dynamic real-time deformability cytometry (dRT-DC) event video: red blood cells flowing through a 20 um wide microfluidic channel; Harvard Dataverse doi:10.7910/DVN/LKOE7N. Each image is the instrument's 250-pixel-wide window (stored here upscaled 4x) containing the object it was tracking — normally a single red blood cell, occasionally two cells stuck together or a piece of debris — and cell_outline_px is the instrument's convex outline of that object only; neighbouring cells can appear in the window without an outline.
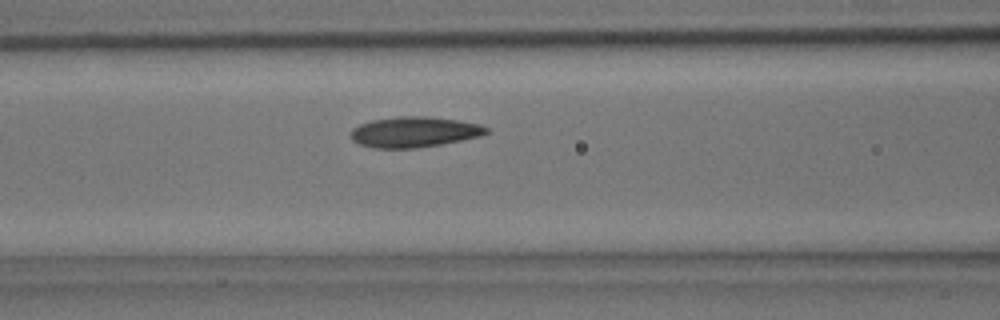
{"species": "common noctule bat (a hibernating species)", "species_latin": "Nyctalus noctula", "temperature_condition": "room temperature", "stored_images_in_passage": 4, "camera_frame_rate_fps": 3000, "um_per_image_px": 0.085, "animal": {"sex": "male", "body_mass_g": 15.6}, "frame": {"image": 1, "passage_image": 4, "time_ms": 1.0, "image_size_px": [1000, 320], "cell_outline_px": [[488, 132], [480, 136], [440, 144], [416, 148], [372, 148], [360, 144], [352, 140], [352, 128], [360, 124], [372, 120], [400, 116], [428, 116], [456, 120], [480, 124], [488, 128]], "centroid_in_image_um": [35.19, 11.21], "position_along_channel_um": 131.4, "area_um2": 23.93}}